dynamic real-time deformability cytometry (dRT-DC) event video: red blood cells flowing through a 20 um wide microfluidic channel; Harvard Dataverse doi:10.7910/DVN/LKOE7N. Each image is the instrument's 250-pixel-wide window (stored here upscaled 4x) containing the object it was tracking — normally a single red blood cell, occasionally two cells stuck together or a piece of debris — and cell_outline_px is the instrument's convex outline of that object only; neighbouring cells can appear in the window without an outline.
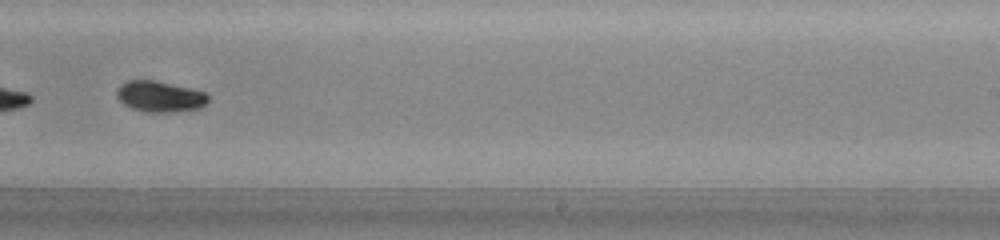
{"species": "common noctule bat (a hibernating species)", "species_latin": "Nyctalus noctula", "temperature_condition": "warm", "stored_images_in_passage": 49, "camera_frame_rate_fps": 3000, "um_per_image_px": 0.085, "animal": {"sex": "male", "body_mass_g": 20.0, "forearm_length_mm": 53.3}, "frame": {"image": 1, "passage_image": 32, "time_ms": 10.333, "image_size_px": [1000, 240], "cell_outline_px": [[208, 100], [200, 108], [172, 112], [144, 112], [132, 108], [124, 104], [116, 96], [116, 88], [120, 84], [128, 80], [152, 80], [192, 88], [204, 92], [208, 96]], "centroid_in_image_um": [13.55, 8.2], "position_along_channel_um": 275.4, "area_um2": 16.47}, "authors_computed_cell_mechanics": {"area_um2": 16.8776, "velocity_mm_per_s": 4.2561, "shape_relaxation_time_tau1_ms": 2.2372, "shape_relaxation_time_tau2_ms": null, "deformation_change_tau1": 0.1488, "deformation_change_tau2": null}}